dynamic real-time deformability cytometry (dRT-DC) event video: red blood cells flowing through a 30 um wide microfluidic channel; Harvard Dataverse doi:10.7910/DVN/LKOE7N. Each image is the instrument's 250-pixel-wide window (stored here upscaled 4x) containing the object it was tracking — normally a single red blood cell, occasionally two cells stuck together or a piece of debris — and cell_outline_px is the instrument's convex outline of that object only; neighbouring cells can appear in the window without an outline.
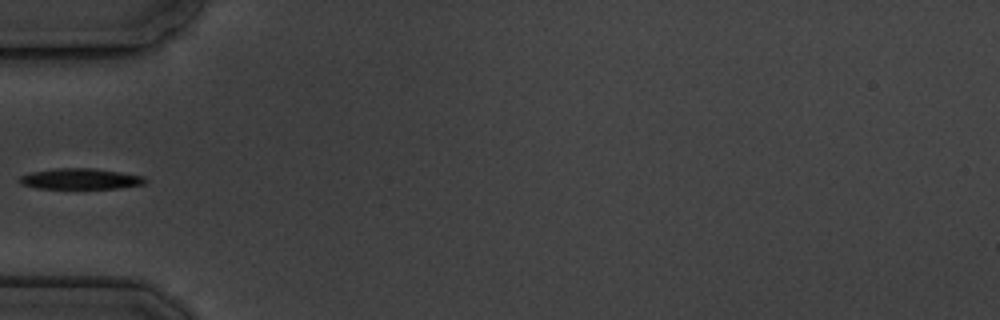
{"species": "common noctule bat (a hibernating species)", "species_latin": "Nyctalus noctula", "temperature_condition": "cold", "stored_images_in_passage": 1, "camera_frame_rate_fps": 3000, "um_per_image_px": 0.085, "animal": {"sex": "male", "body_mass_g": 19.5, "forearm_length_mm": 54.6}, "frame": {"image": 1, "passage_image": 1, "time_ms": 0.0, "image_size_px": [1000, 320], "cell_outline_px": [[148, 180], [144, 184], [120, 188], [36, 188], [20, 184], [16, 180], [20, 176], [32, 172], [56, 168], [92, 168], [120, 172], [144, 176]], "centroid_in_image_um": [6.82, 15.2], "position_along_channel_um": 78.2, "area_um2": 15.26}}